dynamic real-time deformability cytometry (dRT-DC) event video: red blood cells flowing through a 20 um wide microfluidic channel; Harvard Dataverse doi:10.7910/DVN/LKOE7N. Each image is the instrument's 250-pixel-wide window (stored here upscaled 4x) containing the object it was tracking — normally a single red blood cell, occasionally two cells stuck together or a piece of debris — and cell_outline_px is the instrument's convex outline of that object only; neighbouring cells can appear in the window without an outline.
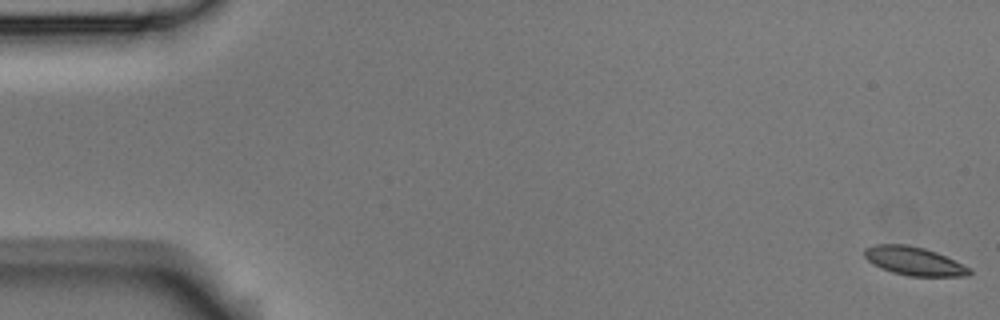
{"species": "Egyptian fruit bat (a non-hibernating species)", "species_latin": "Rousettus aegyptiacus", "temperature_condition": "room temperature", "stored_images_in_passage": 54, "camera_frame_rate_fps": 3000, "um_per_image_px": 0.085, "animal": {"sex": "male"}, "frame": {"image": 1, "passage_image": 1, "time_ms": 0.0, "image_size_px": [1000, 320], "cell_outline_px": [[972, 272], [968, 276], [908, 276], [892, 272], [880, 268], [872, 264], [864, 256], [864, 248], [876, 244], [908, 244], [924, 248], [936, 252], [972, 268]], "centroid_in_image_um": [77.69, 22.19], "position_along_channel_um": 7.3, "area_um2": 17.57}}
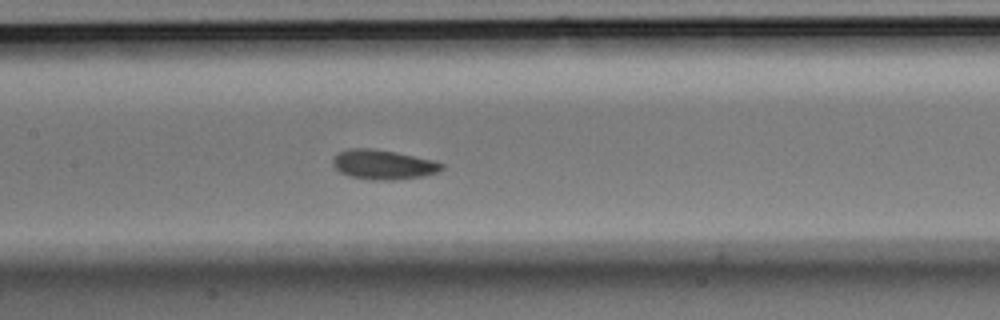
{"frame": {"image": 2, "passage_image": 26, "time_ms": 8.333, "image_size_px": [1000, 320], "cell_outline_px": [[444, 168], [436, 172], [424, 176], [396, 180], [372, 180], [352, 176], [340, 172], [332, 164], [332, 156], [340, 152], [352, 148], [368, 148], [396, 152], [436, 160], [444, 164]], "centroid_in_image_um": [32.6, 13.99], "position_along_channel_um": 174.8, "area_um2": 18.84}}
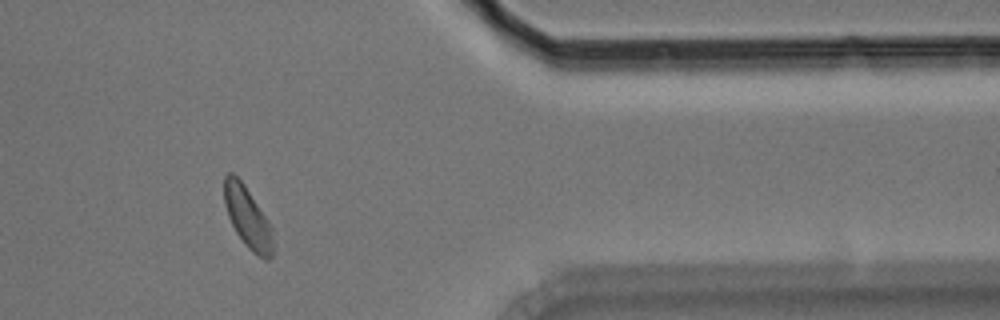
{"frame": {"image": 3, "passage_image": 45, "time_ms": 14.667, "image_size_px": [1000, 320], "cell_outline_px": [[272, 256], [268, 260], [264, 260], [256, 256], [244, 244], [236, 232], [228, 216], [224, 204], [224, 176], [228, 172], [232, 172], [244, 184], [268, 220], [272, 240]], "centroid_in_image_um": [21.02, 18.49], "position_along_channel_um": 390.4, "area_um2": 17.22}, "authors_computed_cell_mechanics": {"area_um2": 18.0625, "velocity_mm_per_s": 3.739, "shape_relaxation_time_tau1_ms": 3.0725, "shape_relaxation_time_tau2_ms": 4.2352, "deformation_change_tau1": 0.0783, "deformation_change_tau2": 0.0995}}